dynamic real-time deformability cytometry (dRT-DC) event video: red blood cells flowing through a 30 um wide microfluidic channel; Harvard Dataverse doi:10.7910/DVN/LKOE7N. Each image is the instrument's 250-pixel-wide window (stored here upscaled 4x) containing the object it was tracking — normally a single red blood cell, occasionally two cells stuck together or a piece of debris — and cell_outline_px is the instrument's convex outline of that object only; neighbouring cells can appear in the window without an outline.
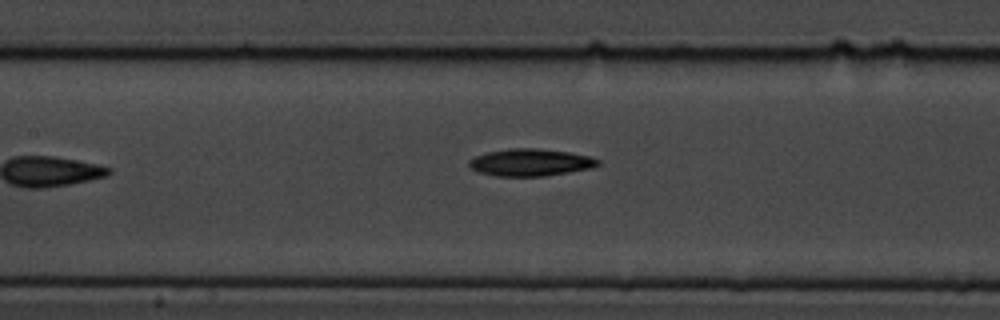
{"species": "common noctule bat (a hibernating species)", "species_latin": "Nyctalus noctula", "temperature_condition": "cold", "stored_images_in_passage": 8, "camera_frame_rate_fps": 3000, "um_per_image_px": 0.085, "animal": {"sex": "male", "body_mass_g": 19.5, "forearm_length_mm": 54.6}, "frame": {"image": 1, "passage_image": 7, "time_ms": 7.667, "image_size_px": [1000, 320], "cell_outline_px": [[600, 164], [592, 168], [544, 176], [496, 176], [480, 172], [472, 168], [468, 164], [468, 160], [476, 156], [488, 152], [508, 148], [536, 148], [568, 152], [592, 156], [600, 160]], "centroid_in_image_um": [45.12, 13.8], "position_along_channel_um": 162.3, "area_um2": 20.4}}
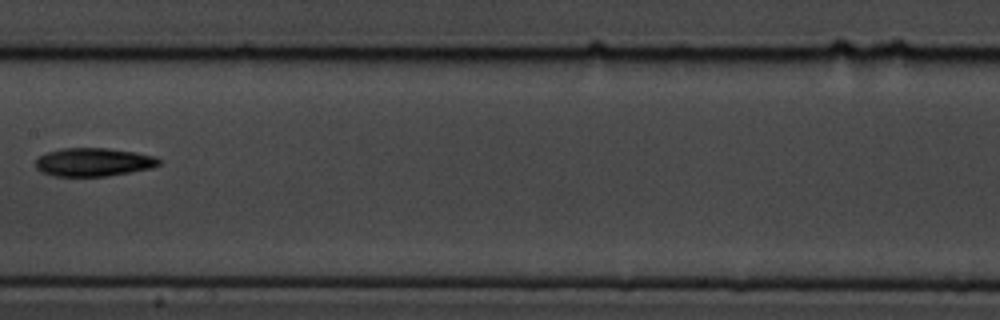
{"frame": {"image": 2, "passage_image": 8, "time_ms": 8.667, "image_size_px": [1000, 320], "cell_outline_px": [[160, 164], [152, 168], [108, 176], [52, 176], [40, 172], [36, 168], [36, 160], [40, 156], [48, 152], [64, 148], [108, 148], [136, 152], [152, 156], [160, 160]], "centroid_in_image_um": [7.93, 13.78], "position_along_channel_um": 199.5, "area_um2": 20.35}}